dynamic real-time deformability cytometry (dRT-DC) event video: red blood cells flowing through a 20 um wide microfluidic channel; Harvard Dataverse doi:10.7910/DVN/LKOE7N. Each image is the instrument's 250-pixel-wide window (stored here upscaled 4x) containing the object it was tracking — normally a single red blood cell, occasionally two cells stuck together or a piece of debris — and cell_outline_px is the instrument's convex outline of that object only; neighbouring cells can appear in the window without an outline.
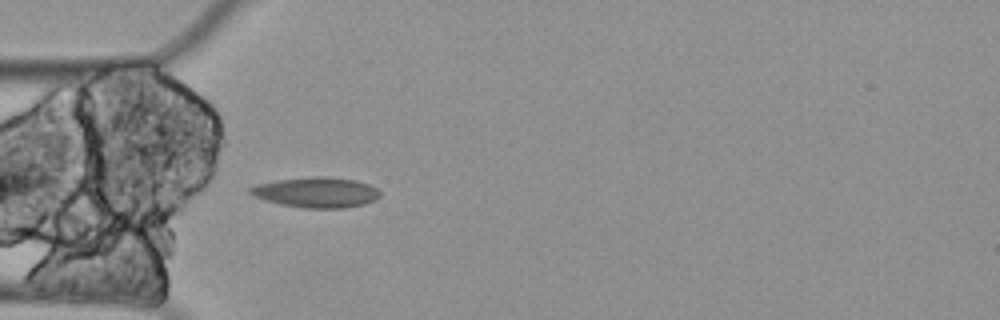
{"species": "Egyptian fruit bat (a non-hibernating species)", "species_latin": "Rousettus aegyptiacus", "temperature_condition": "cold", "stored_images_in_passage": 1, "camera_frame_rate_fps": 3000, "um_per_image_px": 0.085, "animal": {"sex": "female"}, "frame": {"image": 1, "passage_image": 1, "time_ms": 0.0, "image_size_px": [1000, 320], "cell_outline_px": [[380, 196], [376, 200], [364, 204], [344, 208], [304, 208], [280, 204], [264, 200], [248, 192], [248, 188], [256, 184], [280, 180], [312, 176], [324, 176], [356, 180], [368, 184], [376, 188], [380, 192]], "centroid_in_image_um": [26.9, 16.35], "position_along_channel_um": 58.1, "area_um2": 22.95}}